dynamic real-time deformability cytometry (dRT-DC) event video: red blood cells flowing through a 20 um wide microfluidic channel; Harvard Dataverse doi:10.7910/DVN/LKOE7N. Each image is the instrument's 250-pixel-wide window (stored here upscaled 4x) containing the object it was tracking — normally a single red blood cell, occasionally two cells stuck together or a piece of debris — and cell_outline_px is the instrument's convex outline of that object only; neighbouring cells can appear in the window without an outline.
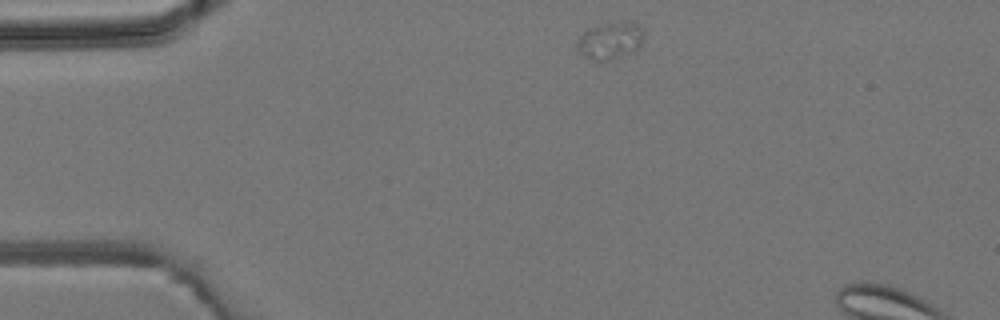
{"species": "common noctule bat (a hibernating species)", "species_latin": "Nyctalus noctula", "temperature_condition": "room temperature", "stored_images_in_passage": 2, "camera_frame_rate_fps": 3000, "um_per_image_px": 0.085, "animal": {"sex": "male", "body_mass_g": 19.2, "forearm_length_mm": 51.8}, "frame": {"image": 1, "passage_image": 1, "time_ms": 0.0, "image_size_px": [1000, 320], "cell_outline_px": [[644, 40], [636, 48], [628, 52], [608, 60], [592, 60], [580, 52], [576, 48], [576, 40], [588, 28], [600, 24], [628, 20], [632, 20], [644, 28]], "centroid_in_image_um": [51.88, 3.39], "position_along_channel_um": 33.1, "area_um2": 14.45}}